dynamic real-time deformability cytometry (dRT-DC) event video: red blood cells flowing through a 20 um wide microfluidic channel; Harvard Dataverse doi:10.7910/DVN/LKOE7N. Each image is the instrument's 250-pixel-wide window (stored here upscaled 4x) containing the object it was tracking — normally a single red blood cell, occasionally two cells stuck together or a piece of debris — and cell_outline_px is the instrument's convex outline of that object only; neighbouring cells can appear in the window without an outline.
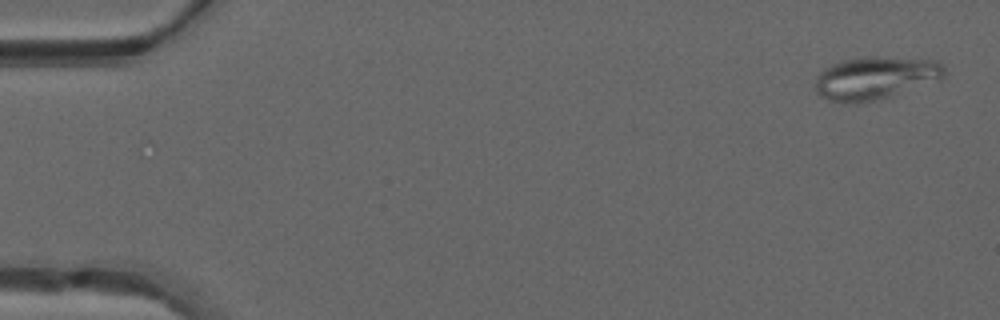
{"species": "common noctule bat (a hibernating species)", "species_latin": "Nyctalus noctula", "temperature_condition": "warm", "stored_images_in_passage": 49, "camera_frame_rate_fps": 3000, "um_per_image_px": 0.085, "animal": {"sex": "male", "forearm_length_mm": 52.5}, "frame": {"image": 1, "passage_image": 2, "time_ms": 0.333, "image_size_px": [1000, 320], "cell_outline_px": [[944, 76], [888, 96], [856, 104], [828, 100], [820, 96], [816, 92], [816, 76], [824, 68], [832, 64], [844, 60], [868, 56], [872, 56], [936, 60], [944, 64]], "centroid_in_image_um": [74.32, 6.61], "position_along_channel_um": 10.7, "area_um2": 31.5}}
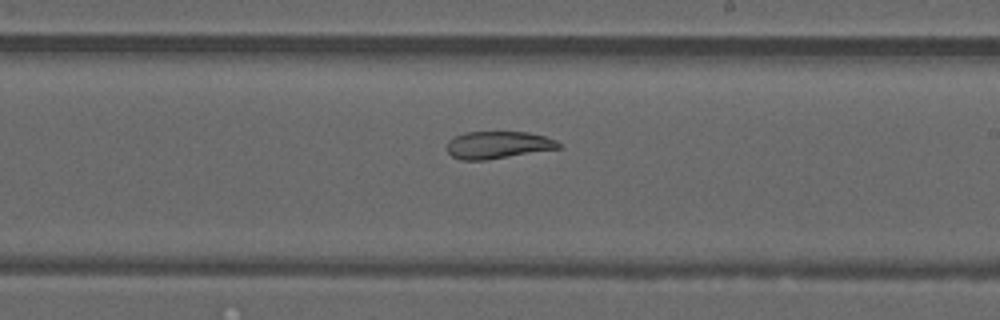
{"frame": {"image": 2, "passage_image": 29, "time_ms": 9.333, "image_size_px": [1000, 320], "cell_outline_px": [[560, 148], [484, 160], [460, 160], [452, 156], [448, 152], [448, 140], [464, 132], [528, 132], [544, 136], [556, 140], [560, 144]], "centroid_in_image_um": [42.31, 12.31], "position_along_channel_um": 246.7, "area_um2": 17.57}}
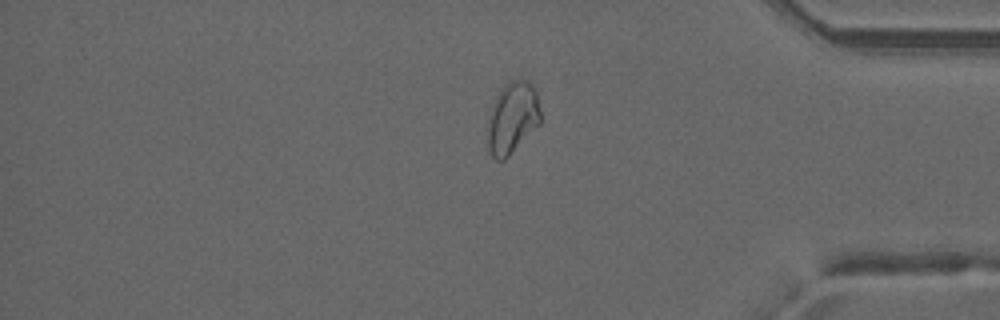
{"frame": {"image": 3, "passage_image": 41, "time_ms": 13.333, "image_size_px": [1000, 320], "cell_outline_px": [[540, 124], [504, 160], [496, 160], [492, 156], [488, 148], [484, 128], [496, 96], [500, 88], [504, 84], [512, 80], [528, 80], [532, 84], [536, 92], [540, 112]], "centroid_in_image_um": [43.51, 10.03], "position_along_channel_um": 391.7, "area_um2": 22.43}, "authors_computed_cell_mechanics": {"area_um2": 23.8136, "velocity_mm_per_s": 4.1799, "shape_relaxation_time_tau1_ms": null, "shape_relaxation_time_tau2_ms": 5.0007, "deformation_change_tau1": null, "deformation_change_tau2": 0.1089}}